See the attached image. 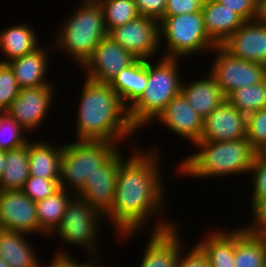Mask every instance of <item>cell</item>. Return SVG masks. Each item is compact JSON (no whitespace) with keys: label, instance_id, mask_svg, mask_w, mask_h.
I'll return each mask as SVG.
<instances>
[{"label":"cell","instance_id":"1","mask_svg":"<svg viewBox=\"0 0 266 267\" xmlns=\"http://www.w3.org/2000/svg\"><path fill=\"white\" fill-rule=\"evenodd\" d=\"M140 145L142 143L131 145L130 155L128 154V158L120 165L114 202L105 214V225L113 228L118 243L127 242L131 237L134 239L137 233H141L145 228L150 227V232H158L177 225V221H169L164 215L169 201L166 200L168 196L165 194H168L163 180L165 177H162L164 172L161 170V163L164 161V156L161 157L162 148L151 145L154 148L150 146L145 150Z\"/></svg>","mask_w":266,"mask_h":267},{"label":"cell","instance_id":"2","mask_svg":"<svg viewBox=\"0 0 266 267\" xmlns=\"http://www.w3.org/2000/svg\"><path fill=\"white\" fill-rule=\"evenodd\" d=\"M83 80L79 100L75 103L74 135H77L74 139L108 141L120 147L131 142L138 132L131 126L128 110L116 91L109 83H98L85 77Z\"/></svg>","mask_w":266,"mask_h":267},{"label":"cell","instance_id":"3","mask_svg":"<svg viewBox=\"0 0 266 267\" xmlns=\"http://www.w3.org/2000/svg\"><path fill=\"white\" fill-rule=\"evenodd\" d=\"M193 153L181 157L176 164L179 177L213 179L249 175L257 150L247 138L235 141L196 142ZM181 174V175H180Z\"/></svg>","mask_w":266,"mask_h":267},{"label":"cell","instance_id":"4","mask_svg":"<svg viewBox=\"0 0 266 267\" xmlns=\"http://www.w3.org/2000/svg\"><path fill=\"white\" fill-rule=\"evenodd\" d=\"M81 1V2H80ZM73 12L62 18L52 38L54 50L80 69L92 56L99 42L108 36L102 6L97 0H80Z\"/></svg>","mask_w":266,"mask_h":267},{"label":"cell","instance_id":"5","mask_svg":"<svg viewBox=\"0 0 266 267\" xmlns=\"http://www.w3.org/2000/svg\"><path fill=\"white\" fill-rule=\"evenodd\" d=\"M157 59L147 60V87L140 99L128 110L129 122L136 132L146 125L150 127L153 121L156 122L155 119L168 102L181 93L183 78L180 62L183 59L163 56L158 61Z\"/></svg>","mask_w":266,"mask_h":267},{"label":"cell","instance_id":"6","mask_svg":"<svg viewBox=\"0 0 266 267\" xmlns=\"http://www.w3.org/2000/svg\"><path fill=\"white\" fill-rule=\"evenodd\" d=\"M159 32L163 57L183 60L203 54L205 57L217 46L205 30L202 11L165 16L159 22Z\"/></svg>","mask_w":266,"mask_h":267},{"label":"cell","instance_id":"7","mask_svg":"<svg viewBox=\"0 0 266 267\" xmlns=\"http://www.w3.org/2000/svg\"><path fill=\"white\" fill-rule=\"evenodd\" d=\"M73 140L64 143L59 187L77 195L87 177L98 171L121 147L102 140Z\"/></svg>","mask_w":266,"mask_h":267},{"label":"cell","instance_id":"8","mask_svg":"<svg viewBox=\"0 0 266 267\" xmlns=\"http://www.w3.org/2000/svg\"><path fill=\"white\" fill-rule=\"evenodd\" d=\"M105 222L103 213L75 195L69 201L59 226L48 238L55 237L56 240L58 237L57 239L66 244V247L77 245L78 248L85 250L84 253L89 258L100 259L99 251L102 249V243L99 235L104 231L101 227L105 226Z\"/></svg>","mask_w":266,"mask_h":267},{"label":"cell","instance_id":"9","mask_svg":"<svg viewBox=\"0 0 266 267\" xmlns=\"http://www.w3.org/2000/svg\"><path fill=\"white\" fill-rule=\"evenodd\" d=\"M214 59L209 73L220 86L227 97L231 92L245 86L255 85L266 78V66L263 64L236 58L225 51L221 46H216L211 52Z\"/></svg>","mask_w":266,"mask_h":267},{"label":"cell","instance_id":"10","mask_svg":"<svg viewBox=\"0 0 266 267\" xmlns=\"http://www.w3.org/2000/svg\"><path fill=\"white\" fill-rule=\"evenodd\" d=\"M108 36L136 59L147 61L160 56L158 20L139 16L124 25L111 29Z\"/></svg>","mask_w":266,"mask_h":267},{"label":"cell","instance_id":"11","mask_svg":"<svg viewBox=\"0 0 266 267\" xmlns=\"http://www.w3.org/2000/svg\"><path fill=\"white\" fill-rule=\"evenodd\" d=\"M54 85L20 89L18 96L5 112L33 136L36 130H40L39 127L45 123L48 112L52 110L50 107L54 104L52 102L56 95V84Z\"/></svg>","mask_w":266,"mask_h":267},{"label":"cell","instance_id":"12","mask_svg":"<svg viewBox=\"0 0 266 267\" xmlns=\"http://www.w3.org/2000/svg\"><path fill=\"white\" fill-rule=\"evenodd\" d=\"M0 229L48 237L39 227L36 202L21 190H0Z\"/></svg>","mask_w":266,"mask_h":267},{"label":"cell","instance_id":"13","mask_svg":"<svg viewBox=\"0 0 266 267\" xmlns=\"http://www.w3.org/2000/svg\"><path fill=\"white\" fill-rule=\"evenodd\" d=\"M135 60L133 55L107 36L95 47L92 56L80 71L87 79L98 83H110L121 70Z\"/></svg>","mask_w":266,"mask_h":267},{"label":"cell","instance_id":"14","mask_svg":"<svg viewBox=\"0 0 266 267\" xmlns=\"http://www.w3.org/2000/svg\"><path fill=\"white\" fill-rule=\"evenodd\" d=\"M124 148H120L98 171L87 177L81 191L76 195L104 215L113 205L117 173L120 165L127 159L124 158Z\"/></svg>","mask_w":266,"mask_h":267},{"label":"cell","instance_id":"15","mask_svg":"<svg viewBox=\"0 0 266 267\" xmlns=\"http://www.w3.org/2000/svg\"><path fill=\"white\" fill-rule=\"evenodd\" d=\"M155 120L192 145L201 139L204 119L181 93L168 102Z\"/></svg>","mask_w":266,"mask_h":267},{"label":"cell","instance_id":"16","mask_svg":"<svg viewBox=\"0 0 266 267\" xmlns=\"http://www.w3.org/2000/svg\"><path fill=\"white\" fill-rule=\"evenodd\" d=\"M230 55L266 66V24L245 21L222 45Z\"/></svg>","mask_w":266,"mask_h":267},{"label":"cell","instance_id":"17","mask_svg":"<svg viewBox=\"0 0 266 267\" xmlns=\"http://www.w3.org/2000/svg\"><path fill=\"white\" fill-rule=\"evenodd\" d=\"M247 115L227 100L203 120L200 140L235 141L246 138Z\"/></svg>","mask_w":266,"mask_h":267},{"label":"cell","instance_id":"18","mask_svg":"<svg viewBox=\"0 0 266 267\" xmlns=\"http://www.w3.org/2000/svg\"><path fill=\"white\" fill-rule=\"evenodd\" d=\"M180 225L168 230L147 233V240L144 252L141 256L139 267H176L181 253L184 239H181L179 232ZM183 243V244H182Z\"/></svg>","mask_w":266,"mask_h":267},{"label":"cell","instance_id":"19","mask_svg":"<svg viewBox=\"0 0 266 267\" xmlns=\"http://www.w3.org/2000/svg\"><path fill=\"white\" fill-rule=\"evenodd\" d=\"M54 51L53 44L50 42V45L43 44L32 53L12 59L7 63L14 72L20 89L54 84L51 79H47L51 67L50 56L52 53L54 55Z\"/></svg>","mask_w":266,"mask_h":267},{"label":"cell","instance_id":"20","mask_svg":"<svg viewBox=\"0 0 266 267\" xmlns=\"http://www.w3.org/2000/svg\"><path fill=\"white\" fill-rule=\"evenodd\" d=\"M203 77L199 79L197 76V79L195 78V80H189L186 77V82L183 78L181 94L185 97L187 102L193 106V109L204 119L226 101V97L209 71Z\"/></svg>","mask_w":266,"mask_h":267},{"label":"cell","instance_id":"21","mask_svg":"<svg viewBox=\"0 0 266 267\" xmlns=\"http://www.w3.org/2000/svg\"><path fill=\"white\" fill-rule=\"evenodd\" d=\"M22 21L8 25L0 31V63H8L12 59L32 53L41 46L38 35L31 25Z\"/></svg>","mask_w":266,"mask_h":267},{"label":"cell","instance_id":"22","mask_svg":"<svg viewBox=\"0 0 266 267\" xmlns=\"http://www.w3.org/2000/svg\"><path fill=\"white\" fill-rule=\"evenodd\" d=\"M36 139L28 142L30 176L60 180V160L64 144L59 145L57 142Z\"/></svg>","mask_w":266,"mask_h":267},{"label":"cell","instance_id":"23","mask_svg":"<svg viewBox=\"0 0 266 267\" xmlns=\"http://www.w3.org/2000/svg\"><path fill=\"white\" fill-rule=\"evenodd\" d=\"M201 11L205 30L217 46L222 45L245 22L239 14L216 0H206Z\"/></svg>","mask_w":266,"mask_h":267},{"label":"cell","instance_id":"24","mask_svg":"<svg viewBox=\"0 0 266 267\" xmlns=\"http://www.w3.org/2000/svg\"><path fill=\"white\" fill-rule=\"evenodd\" d=\"M215 226L195 243L207 256L211 267H235V229Z\"/></svg>","mask_w":266,"mask_h":267},{"label":"cell","instance_id":"25","mask_svg":"<svg viewBox=\"0 0 266 267\" xmlns=\"http://www.w3.org/2000/svg\"><path fill=\"white\" fill-rule=\"evenodd\" d=\"M147 80V61L136 59L121 70L109 84L118 94L123 106L129 110L144 93Z\"/></svg>","mask_w":266,"mask_h":267},{"label":"cell","instance_id":"26","mask_svg":"<svg viewBox=\"0 0 266 267\" xmlns=\"http://www.w3.org/2000/svg\"><path fill=\"white\" fill-rule=\"evenodd\" d=\"M28 234L0 229V257L9 267H39L38 252ZM37 255V256H36Z\"/></svg>","mask_w":266,"mask_h":267},{"label":"cell","instance_id":"27","mask_svg":"<svg viewBox=\"0 0 266 267\" xmlns=\"http://www.w3.org/2000/svg\"><path fill=\"white\" fill-rule=\"evenodd\" d=\"M235 267H266V245L262 236L235 226Z\"/></svg>","mask_w":266,"mask_h":267},{"label":"cell","instance_id":"28","mask_svg":"<svg viewBox=\"0 0 266 267\" xmlns=\"http://www.w3.org/2000/svg\"><path fill=\"white\" fill-rule=\"evenodd\" d=\"M4 171L0 180V190H21L29 174L28 143L6 151Z\"/></svg>","mask_w":266,"mask_h":267},{"label":"cell","instance_id":"29","mask_svg":"<svg viewBox=\"0 0 266 267\" xmlns=\"http://www.w3.org/2000/svg\"><path fill=\"white\" fill-rule=\"evenodd\" d=\"M70 192L59 189L53 195L36 202L40 229L50 236L59 226L69 201L74 197Z\"/></svg>","mask_w":266,"mask_h":267},{"label":"cell","instance_id":"30","mask_svg":"<svg viewBox=\"0 0 266 267\" xmlns=\"http://www.w3.org/2000/svg\"><path fill=\"white\" fill-rule=\"evenodd\" d=\"M226 100L240 112L248 115L266 107V78L255 85L231 92Z\"/></svg>","mask_w":266,"mask_h":267},{"label":"cell","instance_id":"31","mask_svg":"<svg viewBox=\"0 0 266 267\" xmlns=\"http://www.w3.org/2000/svg\"><path fill=\"white\" fill-rule=\"evenodd\" d=\"M102 6L107 31L139 17L135 0H97Z\"/></svg>","mask_w":266,"mask_h":267},{"label":"cell","instance_id":"32","mask_svg":"<svg viewBox=\"0 0 266 267\" xmlns=\"http://www.w3.org/2000/svg\"><path fill=\"white\" fill-rule=\"evenodd\" d=\"M31 139L29 133L12 117L6 112H0V150L9 151L21 147Z\"/></svg>","mask_w":266,"mask_h":267},{"label":"cell","instance_id":"33","mask_svg":"<svg viewBox=\"0 0 266 267\" xmlns=\"http://www.w3.org/2000/svg\"><path fill=\"white\" fill-rule=\"evenodd\" d=\"M59 189V180L29 176L21 191L32 201L38 202L53 195Z\"/></svg>","mask_w":266,"mask_h":267},{"label":"cell","instance_id":"34","mask_svg":"<svg viewBox=\"0 0 266 267\" xmlns=\"http://www.w3.org/2000/svg\"><path fill=\"white\" fill-rule=\"evenodd\" d=\"M14 72L7 63H0V111L5 112L19 94Z\"/></svg>","mask_w":266,"mask_h":267},{"label":"cell","instance_id":"35","mask_svg":"<svg viewBox=\"0 0 266 267\" xmlns=\"http://www.w3.org/2000/svg\"><path fill=\"white\" fill-rule=\"evenodd\" d=\"M251 176V177H250ZM251 181V202L266 200V157L256 154L249 171Z\"/></svg>","mask_w":266,"mask_h":267},{"label":"cell","instance_id":"36","mask_svg":"<svg viewBox=\"0 0 266 267\" xmlns=\"http://www.w3.org/2000/svg\"><path fill=\"white\" fill-rule=\"evenodd\" d=\"M246 138L257 151L266 142V107L247 115Z\"/></svg>","mask_w":266,"mask_h":267},{"label":"cell","instance_id":"37","mask_svg":"<svg viewBox=\"0 0 266 267\" xmlns=\"http://www.w3.org/2000/svg\"><path fill=\"white\" fill-rule=\"evenodd\" d=\"M251 224L242 226L250 233L258 236H266V200L263 202H250Z\"/></svg>","mask_w":266,"mask_h":267},{"label":"cell","instance_id":"38","mask_svg":"<svg viewBox=\"0 0 266 267\" xmlns=\"http://www.w3.org/2000/svg\"><path fill=\"white\" fill-rule=\"evenodd\" d=\"M221 5L239 14L245 21L258 18L259 0H216Z\"/></svg>","mask_w":266,"mask_h":267},{"label":"cell","instance_id":"39","mask_svg":"<svg viewBox=\"0 0 266 267\" xmlns=\"http://www.w3.org/2000/svg\"><path fill=\"white\" fill-rule=\"evenodd\" d=\"M188 248L187 251L181 249L176 267H211L207 256L195 243Z\"/></svg>","mask_w":266,"mask_h":267},{"label":"cell","instance_id":"40","mask_svg":"<svg viewBox=\"0 0 266 267\" xmlns=\"http://www.w3.org/2000/svg\"><path fill=\"white\" fill-rule=\"evenodd\" d=\"M140 16L150 17L159 22L165 17L167 0H135Z\"/></svg>","mask_w":266,"mask_h":267},{"label":"cell","instance_id":"41","mask_svg":"<svg viewBox=\"0 0 266 267\" xmlns=\"http://www.w3.org/2000/svg\"><path fill=\"white\" fill-rule=\"evenodd\" d=\"M206 0H167L165 16L191 14L202 10Z\"/></svg>","mask_w":266,"mask_h":267},{"label":"cell","instance_id":"42","mask_svg":"<svg viewBox=\"0 0 266 267\" xmlns=\"http://www.w3.org/2000/svg\"><path fill=\"white\" fill-rule=\"evenodd\" d=\"M55 255L53 254L52 259L50 258L48 264H43L41 261L39 267H86L85 261H78L76 257L69 253V250L62 247L61 250H56ZM72 255V256H71Z\"/></svg>","mask_w":266,"mask_h":267},{"label":"cell","instance_id":"43","mask_svg":"<svg viewBox=\"0 0 266 267\" xmlns=\"http://www.w3.org/2000/svg\"><path fill=\"white\" fill-rule=\"evenodd\" d=\"M258 19L266 24V0H259Z\"/></svg>","mask_w":266,"mask_h":267},{"label":"cell","instance_id":"44","mask_svg":"<svg viewBox=\"0 0 266 267\" xmlns=\"http://www.w3.org/2000/svg\"><path fill=\"white\" fill-rule=\"evenodd\" d=\"M101 261V258L100 260L99 259H92V258H88L86 257V267H108L107 265H100V262ZM110 267V265H109Z\"/></svg>","mask_w":266,"mask_h":267},{"label":"cell","instance_id":"45","mask_svg":"<svg viewBox=\"0 0 266 267\" xmlns=\"http://www.w3.org/2000/svg\"><path fill=\"white\" fill-rule=\"evenodd\" d=\"M5 160H6V151L0 150V180L4 171L5 167Z\"/></svg>","mask_w":266,"mask_h":267},{"label":"cell","instance_id":"46","mask_svg":"<svg viewBox=\"0 0 266 267\" xmlns=\"http://www.w3.org/2000/svg\"><path fill=\"white\" fill-rule=\"evenodd\" d=\"M258 155L266 157V142L264 145L257 151Z\"/></svg>","mask_w":266,"mask_h":267},{"label":"cell","instance_id":"47","mask_svg":"<svg viewBox=\"0 0 266 267\" xmlns=\"http://www.w3.org/2000/svg\"><path fill=\"white\" fill-rule=\"evenodd\" d=\"M0 267H9L8 264L0 257Z\"/></svg>","mask_w":266,"mask_h":267},{"label":"cell","instance_id":"48","mask_svg":"<svg viewBox=\"0 0 266 267\" xmlns=\"http://www.w3.org/2000/svg\"><path fill=\"white\" fill-rule=\"evenodd\" d=\"M262 238L264 239L265 245H266V236H262Z\"/></svg>","mask_w":266,"mask_h":267}]
</instances>
